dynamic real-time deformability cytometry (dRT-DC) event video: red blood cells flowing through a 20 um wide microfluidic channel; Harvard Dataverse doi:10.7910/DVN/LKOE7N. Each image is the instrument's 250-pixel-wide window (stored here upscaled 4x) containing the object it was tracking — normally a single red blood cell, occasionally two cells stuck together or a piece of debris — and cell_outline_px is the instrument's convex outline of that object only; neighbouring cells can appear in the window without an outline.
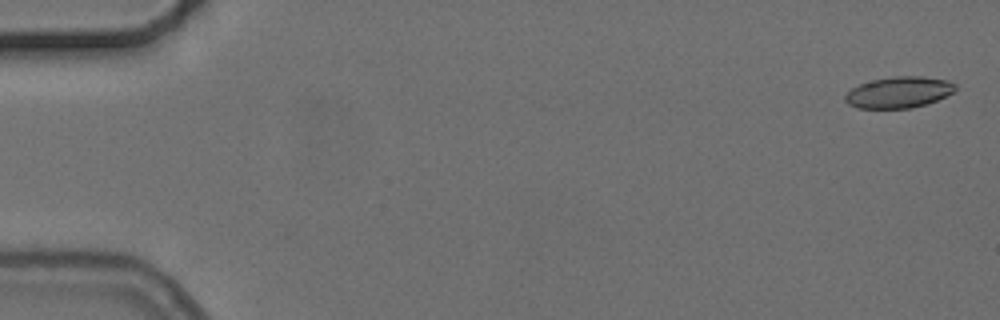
{"species": "common noctule bat (a hibernating species)", "species_latin": "Nyctalus noctula", "temperature_condition": "cold", "stored_images_in_passage": 8, "camera_frame_rate_fps": 3000, "um_per_image_px": 0.085, "animal": {"sex": "female", "body_mass_g": 24.6, "forearm_length_mm": 56.2}, "frame": {"image": 1, "passage_image": 1, "time_ms": 0.0, "image_size_px": [1000, 320], "cell_outline_px": [[956, 88], [952, 92], [936, 100], [912, 108], [856, 108], [848, 104], [844, 100], [844, 96], [852, 88], [860, 84], [872, 80], [892, 76], [924, 76], [948, 80], [956, 84]], "centroid_in_image_um": [76.38, 7.84], "position_along_channel_um": 8.6, "area_um2": 20.0}}
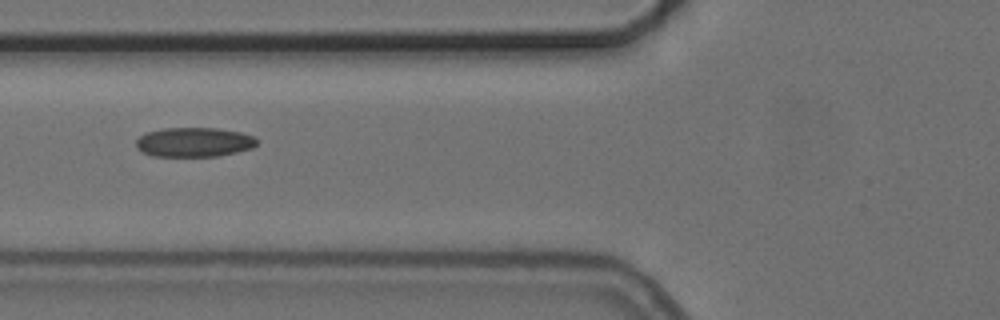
{"frame": {"image": 2, "passage_image": 7, "time_ms": 6.667, "image_size_px": [1000, 320], "cell_outline_px": [[256, 144], [252, 148], [236, 152], [216, 156], [152, 156], [136, 148], [136, 140], [144, 132], [164, 128], [216, 128], [240, 132], [252, 136], [256, 140]], "centroid_in_image_um": [16.45, 12.08], "position_along_channel_um": 109.4, "area_um2": 20.63}}
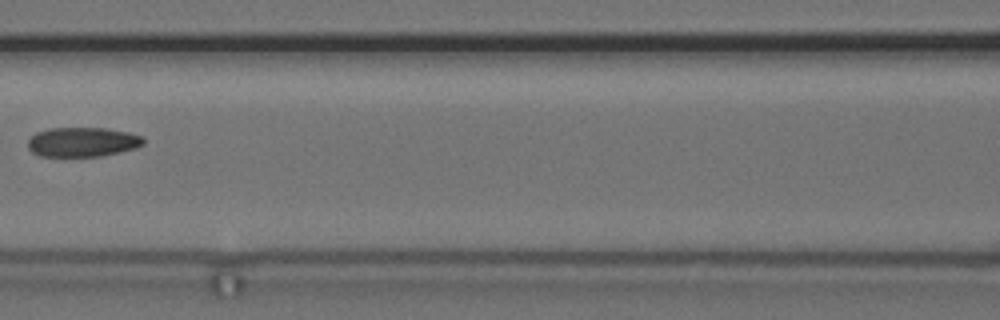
{"frame": {"image": 3, "passage_image": 8, "time_ms": 8.0, "image_size_px": [1000, 320], "cell_outline_px": [[144, 144], [136, 148], [120, 152], [100, 156], [40, 156], [32, 152], [28, 148], [28, 140], [36, 132], [48, 128], [104, 128], [128, 132], [144, 136]], "centroid_in_image_um": [7.02, 12.07], "position_along_channel_um": 159.6, "area_um2": 19.94}}